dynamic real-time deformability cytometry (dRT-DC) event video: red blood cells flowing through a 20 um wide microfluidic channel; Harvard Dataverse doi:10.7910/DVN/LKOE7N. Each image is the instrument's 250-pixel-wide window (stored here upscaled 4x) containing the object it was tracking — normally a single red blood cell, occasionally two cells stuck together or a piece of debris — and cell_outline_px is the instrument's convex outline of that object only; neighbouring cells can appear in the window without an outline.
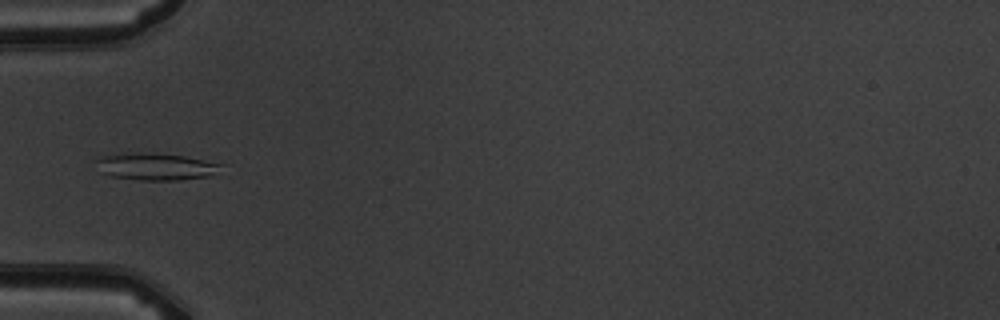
{"species": "common noctule bat (a hibernating species)", "species_latin": "Nyctalus noctula", "temperature_condition": "warm", "stored_images_in_passage": 5, "camera_frame_rate_fps": 3000, "um_per_image_px": 0.085, "animal": {"sex": "male", "body_mass_g": 19.5, "forearm_length_mm": 54.6}, "frame": {"image": 1, "passage_image": 5, "time_ms": 4.667, "image_size_px": [1000, 320], "cell_outline_px": [[224, 164], [208, 176], [180, 180], [140, 180], [108, 176], [100, 172], [96, 160], [100, 156], [184, 156]], "centroid_in_image_um": [13.26, 14.23], "position_along_channel_um": 71.7, "area_um2": 18.21}}